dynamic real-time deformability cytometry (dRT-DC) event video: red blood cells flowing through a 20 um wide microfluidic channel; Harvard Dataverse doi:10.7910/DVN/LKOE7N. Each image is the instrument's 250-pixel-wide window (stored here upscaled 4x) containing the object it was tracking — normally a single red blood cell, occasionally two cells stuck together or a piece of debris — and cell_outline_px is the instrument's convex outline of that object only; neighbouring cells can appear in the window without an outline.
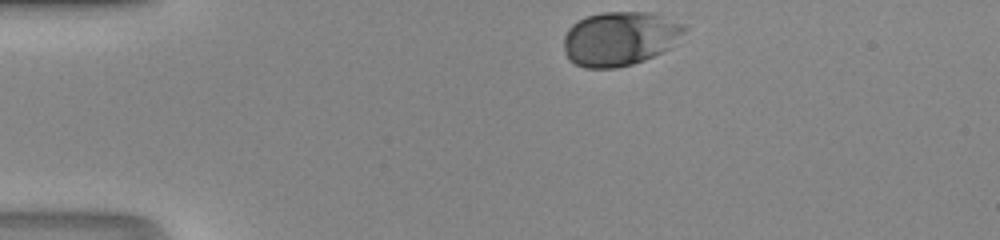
{"species": "human", "species_latin": "Homo sapiens", "temperature_condition": "room temperature", "stored_images_in_passage": 30, "camera_frame_rate_fps": 3000, "um_per_image_px": 0.085, "donor": {"sex": "male"}, "frame": {"image": 1, "passage_image": 1, "time_ms": 0.0, "image_size_px": [1000, 240], "cell_outline_px": [[688, 28], [664, 52], [644, 60], [632, 64], [616, 68], [584, 68], [568, 60], [564, 52], [564, 36], [568, 28], [572, 24], [584, 16], [604, 12], [652, 12], [684, 24]], "centroid_in_image_um": [52.65, 3.28], "position_along_channel_um": 32.3, "area_um2": 38.26}}
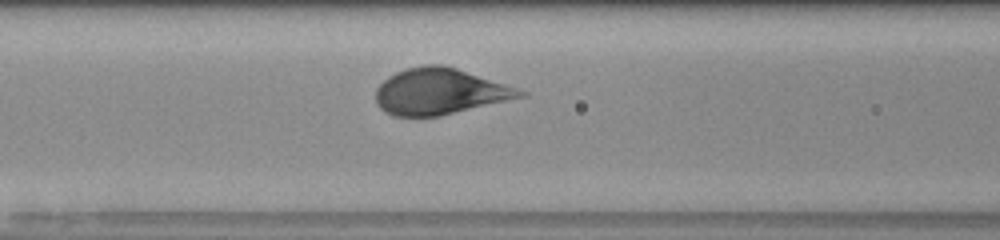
{"frame": {"image": 2, "passage_image": 12, "time_ms": 3.667, "image_size_px": [1000, 240], "cell_outline_px": [[528, 96], [440, 116], [392, 116], [384, 112], [376, 104], [376, 88], [388, 76], [396, 72], [408, 68], [424, 64], [444, 64], [528, 92]], "centroid_in_image_um": [37.36, 7.78], "position_along_channel_um": 129.2, "area_um2": 38.78}}
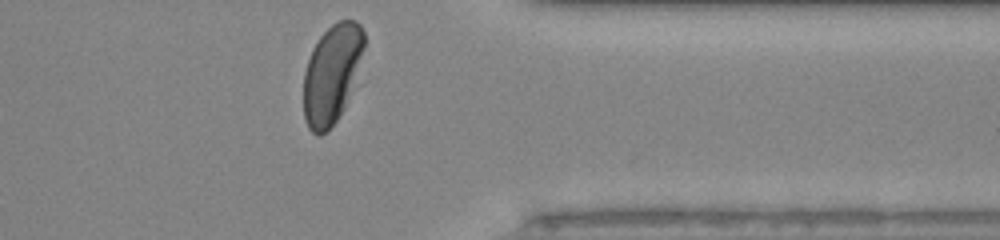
{"frame": {"image": 3, "passage_image": 30, "time_ms": 9.667, "image_size_px": [1000, 240], "cell_outline_px": [[364, 48], [344, 108], [336, 120], [320, 136], [316, 136], [308, 128], [304, 120], [304, 72], [312, 48], [320, 36], [332, 24], [340, 20], [356, 20], [360, 24], [364, 32]], "centroid_in_image_um": [28.17, 6.27], "position_along_channel_um": 383.2, "area_um2": 34.28}}